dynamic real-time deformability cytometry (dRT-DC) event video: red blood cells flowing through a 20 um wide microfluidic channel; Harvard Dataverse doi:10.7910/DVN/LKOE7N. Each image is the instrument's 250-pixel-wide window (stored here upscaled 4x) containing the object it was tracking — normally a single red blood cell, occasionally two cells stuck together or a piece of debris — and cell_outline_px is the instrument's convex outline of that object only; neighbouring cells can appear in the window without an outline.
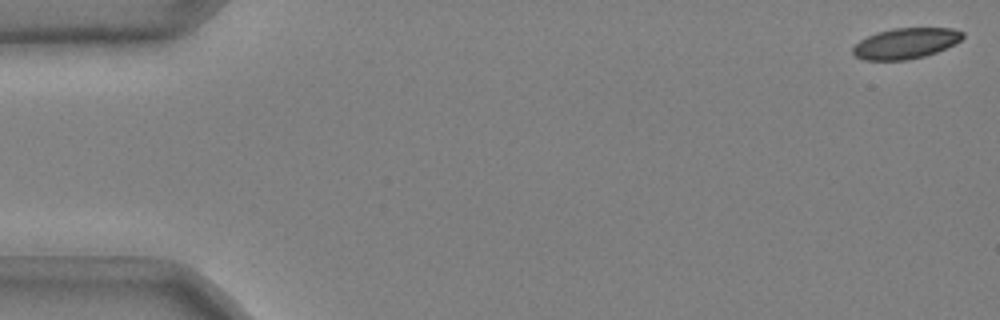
{"species": "common noctule bat (a hibernating species)", "species_latin": "Nyctalus noctula", "temperature_condition": "cold", "stored_images_in_passage": 16, "camera_frame_rate_fps": 3000, "um_per_image_px": 0.085, "animal": {"sex": "male", "body_mass_g": 20.4}, "frame": {"image": 1, "passage_image": 1, "time_ms": 0.0, "image_size_px": [1000, 320], "cell_outline_px": [[964, 36], [960, 40], [936, 52], [924, 56], [908, 60], [864, 60], [856, 56], [852, 52], [852, 48], [860, 40], [876, 32], [892, 28], [952, 28], [964, 32]], "centroid_in_image_um": [76.96, 3.68], "position_along_channel_um": 8.0, "area_um2": 19.54}}
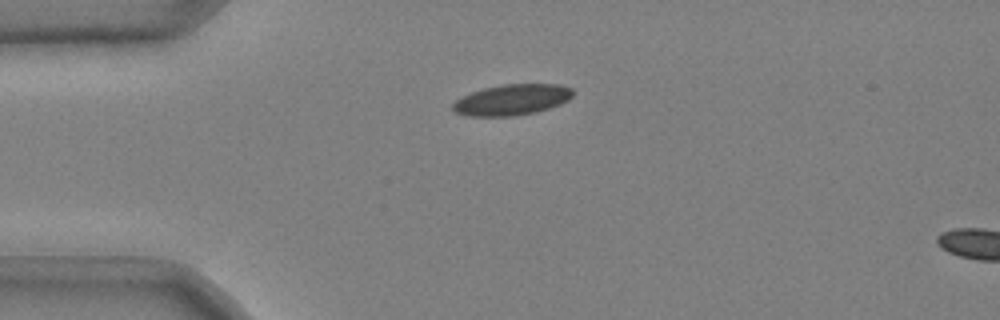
{"frame": {"image": 2, "passage_image": 13, "time_ms": 4.0, "image_size_px": [1000, 320], "cell_outline_px": [[572, 96], [568, 100], [560, 104], [548, 108], [532, 112], [512, 116], [468, 116], [456, 112], [452, 108], [452, 104], [456, 100], [472, 92], [484, 88], [504, 84], [560, 84], [572, 88]], "centroid_in_image_um": [43.51, 8.47], "position_along_channel_um": 41.5, "area_um2": 21.33}}